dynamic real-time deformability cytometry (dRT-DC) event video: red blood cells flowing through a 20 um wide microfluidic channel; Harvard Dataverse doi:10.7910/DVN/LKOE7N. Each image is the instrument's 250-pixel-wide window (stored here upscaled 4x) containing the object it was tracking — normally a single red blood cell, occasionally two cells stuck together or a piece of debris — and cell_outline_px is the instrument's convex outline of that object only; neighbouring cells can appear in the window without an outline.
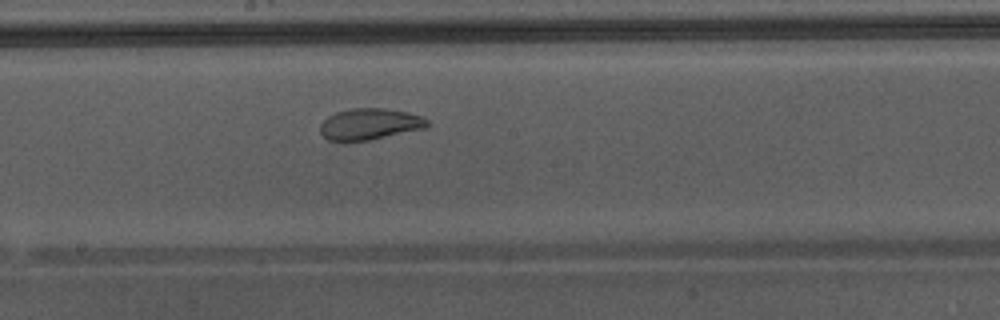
{"species": "Egyptian fruit bat (a non-hibernating species)", "species_latin": "Rousettus aegyptiacus", "temperature_condition": "warm", "stored_images_in_passage": 27, "camera_frame_rate_fps": 3000, "um_per_image_px": 0.085, "animal": {"sex": "male"}, "frame": {"image": 1, "passage_image": 15, "time_ms": 4.667, "image_size_px": [1000, 320], "cell_outline_px": [[428, 124], [424, 128], [368, 140], [344, 144], [328, 140], [320, 132], [320, 124], [328, 116], [336, 112], [352, 108], [384, 108], [408, 112], [424, 116], [428, 120]], "centroid_in_image_um": [31.37, 10.57], "position_along_channel_um": 216.8, "area_um2": 19.88}}
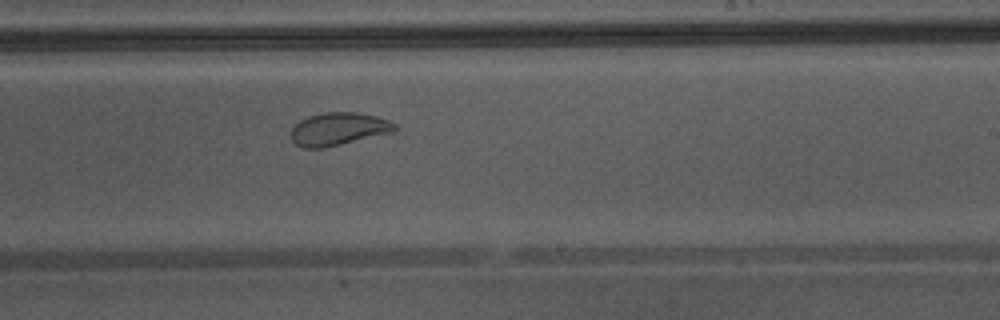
{"frame": {"image": 2, "passage_image": 18, "time_ms": 5.667, "image_size_px": [1000, 320], "cell_outline_px": [[396, 128], [392, 132], [324, 148], [304, 148], [296, 144], [292, 140], [292, 128], [300, 120], [308, 116], [324, 112], [356, 112], [376, 116], [388, 120], [396, 124]], "centroid_in_image_um": [28.75, 10.96], "position_along_channel_um": 260.2, "area_um2": 19.65}, "authors_computed_cell_mechanics": {"area_um2": 19.8832, "velocity_mm_per_s": 4.3469, "shape_relaxation_time_tau1_ms": null, "shape_relaxation_time_tau2_ms": 1.1092, "deformation_change_tau1": null, "deformation_change_tau2": 0.0708}}